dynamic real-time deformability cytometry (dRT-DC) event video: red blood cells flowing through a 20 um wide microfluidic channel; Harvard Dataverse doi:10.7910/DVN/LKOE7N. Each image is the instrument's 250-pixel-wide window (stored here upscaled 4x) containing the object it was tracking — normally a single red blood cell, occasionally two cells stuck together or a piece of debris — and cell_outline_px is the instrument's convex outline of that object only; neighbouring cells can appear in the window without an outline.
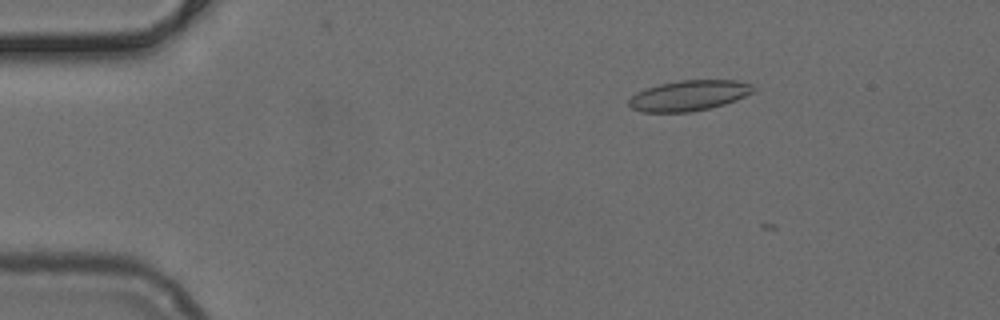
{"species": "common noctule bat (a hibernating species)", "species_latin": "Nyctalus noctula", "temperature_condition": "cold", "stored_images_in_passage": 9, "camera_frame_rate_fps": 3000, "um_per_image_px": 0.085, "animal": {"sex": "female", "body_mass_g": 24.6, "forearm_length_mm": 56.2}, "frame": {"image": 1, "passage_image": 2, "time_ms": 0.333, "image_size_px": [1000, 320], "cell_outline_px": [[756, 88], [752, 92], [736, 100], [724, 104], [708, 108], [688, 112], [644, 112], [632, 108], [628, 104], [628, 100], [636, 92], [660, 84], [680, 80], [736, 80], [752, 84]], "centroid_in_image_um": [58.56, 8.11], "position_along_channel_um": 26.4, "area_um2": 21.91}}